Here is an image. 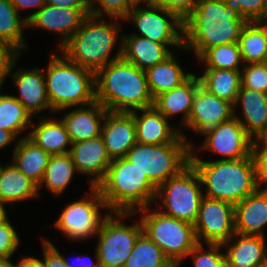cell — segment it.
<instances>
[{
	"mask_svg": "<svg viewBox=\"0 0 267 267\" xmlns=\"http://www.w3.org/2000/svg\"><path fill=\"white\" fill-rule=\"evenodd\" d=\"M70 155L76 170L94 175L90 184L96 187L105 177L111 158L108 156L102 136L71 144Z\"/></svg>",
	"mask_w": 267,
	"mask_h": 267,
	"instance_id": "ac0fdd59",
	"label": "cell"
},
{
	"mask_svg": "<svg viewBox=\"0 0 267 267\" xmlns=\"http://www.w3.org/2000/svg\"><path fill=\"white\" fill-rule=\"evenodd\" d=\"M199 0H156V4L176 14L183 22L192 14Z\"/></svg>",
	"mask_w": 267,
	"mask_h": 267,
	"instance_id": "ee69618b",
	"label": "cell"
},
{
	"mask_svg": "<svg viewBox=\"0 0 267 267\" xmlns=\"http://www.w3.org/2000/svg\"><path fill=\"white\" fill-rule=\"evenodd\" d=\"M18 10L11 0H0V42L13 45L18 50L27 46L23 29L28 27L26 18L20 19Z\"/></svg>",
	"mask_w": 267,
	"mask_h": 267,
	"instance_id": "836d02e7",
	"label": "cell"
},
{
	"mask_svg": "<svg viewBox=\"0 0 267 267\" xmlns=\"http://www.w3.org/2000/svg\"><path fill=\"white\" fill-rule=\"evenodd\" d=\"M100 18L88 15L81 27L60 49L68 60L95 73L122 57L121 44L118 53L109 60L118 32L121 30L119 24H109Z\"/></svg>",
	"mask_w": 267,
	"mask_h": 267,
	"instance_id": "8992f818",
	"label": "cell"
},
{
	"mask_svg": "<svg viewBox=\"0 0 267 267\" xmlns=\"http://www.w3.org/2000/svg\"><path fill=\"white\" fill-rule=\"evenodd\" d=\"M209 247L208 252H204L202 249V242L197 243L194 248L188 253L193 257L195 267H226L225 254L220 253V247L222 244H207Z\"/></svg>",
	"mask_w": 267,
	"mask_h": 267,
	"instance_id": "ab89813d",
	"label": "cell"
},
{
	"mask_svg": "<svg viewBox=\"0 0 267 267\" xmlns=\"http://www.w3.org/2000/svg\"><path fill=\"white\" fill-rule=\"evenodd\" d=\"M193 226L198 243L203 238L206 244L229 246L235 234L234 205L204 196Z\"/></svg>",
	"mask_w": 267,
	"mask_h": 267,
	"instance_id": "7c38bea8",
	"label": "cell"
},
{
	"mask_svg": "<svg viewBox=\"0 0 267 267\" xmlns=\"http://www.w3.org/2000/svg\"><path fill=\"white\" fill-rule=\"evenodd\" d=\"M14 139L16 136L11 131L0 129V149L10 144Z\"/></svg>",
	"mask_w": 267,
	"mask_h": 267,
	"instance_id": "816d5d0a",
	"label": "cell"
},
{
	"mask_svg": "<svg viewBox=\"0 0 267 267\" xmlns=\"http://www.w3.org/2000/svg\"><path fill=\"white\" fill-rule=\"evenodd\" d=\"M85 257L87 258V256H82V258H80V259L77 260V261H79L78 264L80 265V266L77 265V267H100L99 262H98V259H96V264H93V262H92V264L91 263L89 264L88 262H84L83 261L85 259ZM64 262L66 264V267H73V265H72L73 263H69L68 261H66L65 258H64ZM84 263L85 264L87 263V265H83Z\"/></svg>",
	"mask_w": 267,
	"mask_h": 267,
	"instance_id": "f5cc1de1",
	"label": "cell"
},
{
	"mask_svg": "<svg viewBox=\"0 0 267 267\" xmlns=\"http://www.w3.org/2000/svg\"><path fill=\"white\" fill-rule=\"evenodd\" d=\"M43 241L44 267H66L64 257L58 252L55 246L50 241Z\"/></svg>",
	"mask_w": 267,
	"mask_h": 267,
	"instance_id": "f6af8a7d",
	"label": "cell"
},
{
	"mask_svg": "<svg viewBox=\"0 0 267 267\" xmlns=\"http://www.w3.org/2000/svg\"><path fill=\"white\" fill-rule=\"evenodd\" d=\"M142 116L136 114V110L130 111L133 115L136 127L137 143L162 145L173 143L182 133L169 126L167 118L154 106L138 109Z\"/></svg>",
	"mask_w": 267,
	"mask_h": 267,
	"instance_id": "d6986e66",
	"label": "cell"
},
{
	"mask_svg": "<svg viewBox=\"0 0 267 267\" xmlns=\"http://www.w3.org/2000/svg\"><path fill=\"white\" fill-rule=\"evenodd\" d=\"M201 87L208 93L235 105L241 88V72L224 69H206L199 77Z\"/></svg>",
	"mask_w": 267,
	"mask_h": 267,
	"instance_id": "4dcf8cb0",
	"label": "cell"
},
{
	"mask_svg": "<svg viewBox=\"0 0 267 267\" xmlns=\"http://www.w3.org/2000/svg\"><path fill=\"white\" fill-rule=\"evenodd\" d=\"M4 204L0 203V225H3L8 221V218L6 216V210L3 206Z\"/></svg>",
	"mask_w": 267,
	"mask_h": 267,
	"instance_id": "db71d44e",
	"label": "cell"
},
{
	"mask_svg": "<svg viewBox=\"0 0 267 267\" xmlns=\"http://www.w3.org/2000/svg\"><path fill=\"white\" fill-rule=\"evenodd\" d=\"M75 171L77 170L70 153L51 155L43 178L38 185V191L41 185L46 183L45 187L54 195L63 193Z\"/></svg>",
	"mask_w": 267,
	"mask_h": 267,
	"instance_id": "d6a6232c",
	"label": "cell"
},
{
	"mask_svg": "<svg viewBox=\"0 0 267 267\" xmlns=\"http://www.w3.org/2000/svg\"><path fill=\"white\" fill-rule=\"evenodd\" d=\"M102 124L101 136L108 156L111 160L125 157L137 143L133 115L130 112L108 111Z\"/></svg>",
	"mask_w": 267,
	"mask_h": 267,
	"instance_id": "e0dca14e",
	"label": "cell"
},
{
	"mask_svg": "<svg viewBox=\"0 0 267 267\" xmlns=\"http://www.w3.org/2000/svg\"><path fill=\"white\" fill-rule=\"evenodd\" d=\"M61 55H50L47 76H44L51 111L54 113L71 106H88L96 101L95 72Z\"/></svg>",
	"mask_w": 267,
	"mask_h": 267,
	"instance_id": "5b68a950",
	"label": "cell"
},
{
	"mask_svg": "<svg viewBox=\"0 0 267 267\" xmlns=\"http://www.w3.org/2000/svg\"><path fill=\"white\" fill-rule=\"evenodd\" d=\"M28 138L50 155L70 153L66 146L71 145L64 122L42 118L38 125L32 123Z\"/></svg>",
	"mask_w": 267,
	"mask_h": 267,
	"instance_id": "f1b7e54d",
	"label": "cell"
},
{
	"mask_svg": "<svg viewBox=\"0 0 267 267\" xmlns=\"http://www.w3.org/2000/svg\"><path fill=\"white\" fill-rule=\"evenodd\" d=\"M11 2L18 11L30 7H38L40 10L46 4V0H11Z\"/></svg>",
	"mask_w": 267,
	"mask_h": 267,
	"instance_id": "c3c4849f",
	"label": "cell"
},
{
	"mask_svg": "<svg viewBox=\"0 0 267 267\" xmlns=\"http://www.w3.org/2000/svg\"><path fill=\"white\" fill-rule=\"evenodd\" d=\"M96 101L108 111L130 112L153 106L146 72L123 57L95 73Z\"/></svg>",
	"mask_w": 267,
	"mask_h": 267,
	"instance_id": "7a4b0ae2",
	"label": "cell"
},
{
	"mask_svg": "<svg viewBox=\"0 0 267 267\" xmlns=\"http://www.w3.org/2000/svg\"><path fill=\"white\" fill-rule=\"evenodd\" d=\"M191 146L190 164L197 171L201 184L206 185L205 197L218 199L234 206L258 189L256 163L253 154L234 160L206 162L193 156Z\"/></svg>",
	"mask_w": 267,
	"mask_h": 267,
	"instance_id": "3957f363",
	"label": "cell"
},
{
	"mask_svg": "<svg viewBox=\"0 0 267 267\" xmlns=\"http://www.w3.org/2000/svg\"><path fill=\"white\" fill-rule=\"evenodd\" d=\"M171 54L163 62L148 68L146 72L148 87L153 99L185 82L192 73L185 74Z\"/></svg>",
	"mask_w": 267,
	"mask_h": 267,
	"instance_id": "f546056e",
	"label": "cell"
},
{
	"mask_svg": "<svg viewBox=\"0 0 267 267\" xmlns=\"http://www.w3.org/2000/svg\"><path fill=\"white\" fill-rule=\"evenodd\" d=\"M203 134H206L203 147L222 154L224 157L227 156L224 160L245 158L253 152L255 139L247 133L235 116Z\"/></svg>",
	"mask_w": 267,
	"mask_h": 267,
	"instance_id": "5bb4252c",
	"label": "cell"
},
{
	"mask_svg": "<svg viewBox=\"0 0 267 267\" xmlns=\"http://www.w3.org/2000/svg\"><path fill=\"white\" fill-rule=\"evenodd\" d=\"M255 137L256 140H253V150H267V127ZM260 143H263L262 146H260Z\"/></svg>",
	"mask_w": 267,
	"mask_h": 267,
	"instance_id": "681fc988",
	"label": "cell"
},
{
	"mask_svg": "<svg viewBox=\"0 0 267 267\" xmlns=\"http://www.w3.org/2000/svg\"><path fill=\"white\" fill-rule=\"evenodd\" d=\"M267 225V190L257 189L234 206L235 233L264 236Z\"/></svg>",
	"mask_w": 267,
	"mask_h": 267,
	"instance_id": "ffe728a7",
	"label": "cell"
},
{
	"mask_svg": "<svg viewBox=\"0 0 267 267\" xmlns=\"http://www.w3.org/2000/svg\"><path fill=\"white\" fill-rule=\"evenodd\" d=\"M18 141L13 151V164L39 185L51 155L37 146L28 136Z\"/></svg>",
	"mask_w": 267,
	"mask_h": 267,
	"instance_id": "4316f807",
	"label": "cell"
},
{
	"mask_svg": "<svg viewBox=\"0 0 267 267\" xmlns=\"http://www.w3.org/2000/svg\"><path fill=\"white\" fill-rule=\"evenodd\" d=\"M122 39V57L144 71L173 54L166 48L167 45L184 48V44L157 43L135 33L128 37L123 35Z\"/></svg>",
	"mask_w": 267,
	"mask_h": 267,
	"instance_id": "44dd1931",
	"label": "cell"
},
{
	"mask_svg": "<svg viewBox=\"0 0 267 267\" xmlns=\"http://www.w3.org/2000/svg\"><path fill=\"white\" fill-rule=\"evenodd\" d=\"M0 267H14L10 262V258H0Z\"/></svg>",
	"mask_w": 267,
	"mask_h": 267,
	"instance_id": "11a10c76",
	"label": "cell"
},
{
	"mask_svg": "<svg viewBox=\"0 0 267 267\" xmlns=\"http://www.w3.org/2000/svg\"><path fill=\"white\" fill-rule=\"evenodd\" d=\"M111 212H135L151 206L157 187L146 173L123 158L113 159L104 179L96 186Z\"/></svg>",
	"mask_w": 267,
	"mask_h": 267,
	"instance_id": "277c9868",
	"label": "cell"
},
{
	"mask_svg": "<svg viewBox=\"0 0 267 267\" xmlns=\"http://www.w3.org/2000/svg\"><path fill=\"white\" fill-rule=\"evenodd\" d=\"M238 45L243 62L246 64L265 62L267 53L265 27L259 21L247 22L241 30Z\"/></svg>",
	"mask_w": 267,
	"mask_h": 267,
	"instance_id": "1f68e13d",
	"label": "cell"
},
{
	"mask_svg": "<svg viewBox=\"0 0 267 267\" xmlns=\"http://www.w3.org/2000/svg\"><path fill=\"white\" fill-rule=\"evenodd\" d=\"M19 50L13 45L5 42H0V90L4 79L12 71L16 64L17 56L19 55Z\"/></svg>",
	"mask_w": 267,
	"mask_h": 267,
	"instance_id": "7bdbcfd3",
	"label": "cell"
},
{
	"mask_svg": "<svg viewBox=\"0 0 267 267\" xmlns=\"http://www.w3.org/2000/svg\"><path fill=\"white\" fill-rule=\"evenodd\" d=\"M14 267H44V264L42 260L29 256L21 259L18 266L14 265Z\"/></svg>",
	"mask_w": 267,
	"mask_h": 267,
	"instance_id": "f907efd6",
	"label": "cell"
},
{
	"mask_svg": "<svg viewBox=\"0 0 267 267\" xmlns=\"http://www.w3.org/2000/svg\"><path fill=\"white\" fill-rule=\"evenodd\" d=\"M124 267H176L162 249L142 233Z\"/></svg>",
	"mask_w": 267,
	"mask_h": 267,
	"instance_id": "e575fe53",
	"label": "cell"
},
{
	"mask_svg": "<svg viewBox=\"0 0 267 267\" xmlns=\"http://www.w3.org/2000/svg\"><path fill=\"white\" fill-rule=\"evenodd\" d=\"M99 207L107 208L99 189L91 186L89 196L69 204L56 220L55 226L74 240L97 235L103 221Z\"/></svg>",
	"mask_w": 267,
	"mask_h": 267,
	"instance_id": "8fae6325",
	"label": "cell"
},
{
	"mask_svg": "<svg viewBox=\"0 0 267 267\" xmlns=\"http://www.w3.org/2000/svg\"><path fill=\"white\" fill-rule=\"evenodd\" d=\"M90 107V108H89ZM108 110L95 101L86 109L80 107L72 110L63 117L71 144L96 138L101 135L102 121Z\"/></svg>",
	"mask_w": 267,
	"mask_h": 267,
	"instance_id": "7402d4cb",
	"label": "cell"
},
{
	"mask_svg": "<svg viewBox=\"0 0 267 267\" xmlns=\"http://www.w3.org/2000/svg\"><path fill=\"white\" fill-rule=\"evenodd\" d=\"M224 2L247 22L264 20L267 15V0H224Z\"/></svg>",
	"mask_w": 267,
	"mask_h": 267,
	"instance_id": "74e56055",
	"label": "cell"
},
{
	"mask_svg": "<svg viewBox=\"0 0 267 267\" xmlns=\"http://www.w3.org/2000/svg\"><path fill=\"white\" fill-rule=\"evenodd\" d=\"M234 105L208 93L201 86L194 95L186 126L197 133H204L234 116Z\"/></svg>",
	"mask_w": 267,
	"mask_h": 267,
	"instance_id": "2e32d148",
	"label": "cell"
},
{
	"mask_svg": "<svg viewBox=\"0 0 267 267\" xmlns=\"http://www.w3.org/2000/svg\"><path fill=\"white\" fill-rule=\"evenodd\" d=\"M201 86L199 77L193 73L180 86L156 96L153 106L167 119L175 114L183 113L182 126L186 125L190 116L195 93Z\"/></svg>",
	"mask_w": 267,
	"mask_h": 267,
	"instance_id": "d4e9b609",
	"label": "cell"
},
{
	"mask_svg": "<svg viewBox=\"0 0 267 267\" xmlns=\"http://www.w3.org/2000/svg\"><path fill=\"white\" fill-rule=\"evenodd\" d=\"M46 4L60 8H89L88 0H46Z\"/></svg>",
	"mask_w": 267,
	"mask_h": 267,
	"instance_id": "7dc6e473",
	"label": "cell"
},
{
	"mask_svg": "<svg viewBox=\"0 0 267 267\" xmlns=\"http://www.w3.org/2000/svg\"><path fill=\"white\" fill-rule=\"evenodd\" d=\"M105 214L99 232L96 258L100 267H124L135 242L143 233L141 222L126 226L121 218L133 216L134 212H114Z\"/></svg>",
	"mask_w": 267,
	"mask_h": 267,
	"instance_id": "30bf717a",
	"label": "cell"
},
{
	"mask_svg": "<svg viewBox=\"0 0 267 267\" xmlns=\"http://www.w3.org/2000/svg\"><path fill=\"white\" fill-rule=\"evenodd\" d=\"M240 102L244 120L234 116L253 138L267 127V94L246 88H240L234 105Z\"/></svg>",
	"mask_w": 267,
	"mask_h": 267,
	"instance_id": "484cf974",
	"label": "cell"
},
{
	"mask_svg": "<svg viewBox=\"0 0 267 267\" xmlns=\"http://www.w3.org/2000/svg\"><path fill=\"white\" fill-rule=\"evenodd\" d=\"M252 154L256 163L258 189H261L259 186L262 183H267V150H253Z\"/></svg>",
	"mask_w": 267,
	"mask_h": 267,
	"instance_id": "bcb514c9",
	"label": "cell"
},
{
	"mask_svg": "<svg viewBox=\"0 0 267 267\" xmlns=\"http://www.w3.org/2000/svg\"><path fill=\"white\" fill-rule=\"evenodd\" d=\"M180 135L173 143L151 145L136 143L124 157L158 188L190 164L191 144Z\"/></svg>",
	"mask_w": 267,
	"mask_h": 267,
	"instance_id": "52a82bcc",
	"label": "cell"
},
{
	"mask_svg": "<svg viewBox=\"0 0 267 267\" xmlns=\"http://www.w3.org/2000/svg\"><path fill=\"white\" fill-rule=\"evenodd\" d=\"M149 208L150 206L134 212L142 211L140 222L143 233L178 267L183 257H187L198 243L194 226L189 222L166 215L160 210L148 213Z\"/></svg>",
	"mask_w": 267,
	"mask_h": 267,
	"instance_id": "ba28073f",
	"label": "cell"
},
{
	"mask_svg": "<svg viewBox=\"0 0 267 267\" xmlns=\"http://www.w3.org/2000/svg\"><path fill=\"white\" fill-rule=\"evenodd\" d=\"M247 23L224 0H199L192 14L184 21V48L194 49L199 58L207 49L238 43Z\"/></svg>",
	"mask_w": 267,
	"mask_h": 267,
	"instance_id": "6da1fadb",
	"label": "cell"
},
{
	"mask_svg": "<svg viewBox=\"0 0 267 267\" xmlns=\"http://www.w3.org/2000/svg\"><path fill=\"white\" fill-rule=\"evenodd\" d=\"M134 4H139L141 2H144L146 5L147 4H156V0H132Z\"/></svg>",
	"mask_w": 267,
	"mask_h": 267,
	"instance_id": "9f6ffc18",
	"label": "cell"
},
{
	"mask_svg": "<svg viewBox=\"0 0 267 267\" xmlns=\"http://www.w3.org/2000/svg\"><path fill=\"white\" fill-rule=\"evenodd\" d=\"M88 15H90L89 8H60L45 4L40 10L26 17V20L28 27L61 33L63 36L59 45L61 48L81 27Z\"/></svg>",
	"mask_w": 267,
	"mask_h": 267,
	"instance_id": "9a60e30c",
	"label": "cell"
},
{
	"mask_svg": "<svg viewBox=\"0 0 267 267\" xmlns=\"http://www.w3.org/2000/svg\"><path fill=\"white\" fill-rule=\"evenodd\" d=\"M200 177L195 168L189 164L178 175L171 177L157 188L156 200L161 196L163 207L161 211L176 219L194 224L204 194L199 186Z\"/></svg>",
	"mask_w": 267,
	"mask_h": 267,
	"instance_id": "9c48e42d",
	"label": "cell"
},
{
	"mask_svg": "<svg viewBox=\"0 0 267 267\" xmlns=\"http://www.w3.org/2000/svg\"><path fill=\"white\" fill-rule=\"evenodd\" d=\"M45 71L40 69L15 71L12 74L15 84L19 88L20 97H15L25 109L33 116L43 109H51L46 84Z\"/></svg>",
	"mask_w": 267,
	"mask_h": 267,
	"instance_id": "603a6c76",
	"label": "cell"
},
{
	"mask_svg": "<svg viewBox=\"0 0 267 267\" xmlns=\"http://www.w3.org/2000/svg\"><path fill=\"white\" fill-rule=\"evenodd\" d=\"M19 239L9 220L0 225V258H11L18 248Z\"/></svg>",
	"mask_w": 267,
	"mask_h": 267,
	"instance_id": "b9f144b4",
	"label": "cell"
},
{
	"mask_svg": "<svg viewBox=\"0 0 267 267\" xmlns=\"http://www.w3.org/2000/svg\"><path fill=\"white\" fill-rule=\"evenodd\" d=\"M259 22L265 27L266 36H267V21L264 19V20H261ZM265 63H267V53H266V57H265Z\"/></svg>",
	"mask_w": 267,
	"mask_h": 267,
	"instance_id": "6f0895ef",
	"label": "cell"
},
{
	"mask_svg": "<svg viewBox=\"0 0 267 267\" xmlns=\"http://www.w3.org/2000/svg\"><path fill=\"white\" fill-rule=\"evenodd\" d=\"M38 185L13 163L0 169V203L9 204L38 197Z\"/></svg>",
	"mask_w": 267,
	"mask_h": 267,
	"instance_id": "83f0119b",
	"label": "cell"
},
{
	"mask_svg": "<svg viewBox=\"0 0 267 267\" xmlns=\"http://www.w3.org/2000/svg\"><path fill=\"white\" fill-rule=\"evenodd\" d=\"M138 6L135 4L124 20L135 22L141 33L139 36L162 44H184V37L178 32L184 34V22L176 14L157 4H147L148 9Z\"/></svg>",
	"mask_w": 267,
	"mask_h": 267,
	"instance_id": "4fadbf2b",
	"label": "cell"
},
{
	"mask_svg": "<svg viewBox=\"0 0 267 267\" xmlns=\"http://www.w3.org/2000/svg\"><path fill=\"white\" fill-rule=\"evenodd\" d=\"M206 69H224L240 71L242 55L238 43L223 44L207 49L199 58Z\"/></svg>",
	"mask_w": 267,
	"mask_h": 267,
	"instance_id": "8d00e7d4",
	"label": "cell"
},
{
	"mask_svg": "<svg viewBox=\"0 0 267 267\" xmlns=\"http://www.w3.org/2000/svg\"><path fill=\"white\" fill-rule=\"evenodd\" d=\"M241 71V88L267 94V63L245 64Z\"/></svg>",
	"mask_w": 267,
	"mask_h": 267,
	"instance_id": "f35d334b",
	"label": "cell"
},
{
	"mask_svg": "<svg viewBox=\"0 0 267 267\" xmlns=\"http://www.w3.org/2000/svg\"><path fill=\"white\" fill-rule=\"evenodd\" d=\"M31 117L15 96L0 95V129L11 131L17 137L32 125Z\"/></svg>",
	"mask_w": 267,
	"mask_h": 267,
	"instance_id": "d590c367",
	"label": "cell"
},
{
	"mask_svg": "<svg viewBox=\"0 0 267 267\" xmlns=\"http://www.w3.org/2000/svg\"><path fill=\"white\" fill-rule=\"evenodd\" d=\"M95 2H97L101 8L110 18L123 19L134 8V2L132 0H88L90 15L103 17V12L98 8L95 9Z\"/></svg>",
	"mask_w": 267,
	"mask_h": 267,
	"instance_id": "60d3db41",
	"label": "cell"
},
{
	"mask_svg": "<svg viewBox=\"0 0 267 267\" xmlns=\"http://www.w3.org/2000/svg\"><path fill=\"white\" fill-rule=\"evenodd\" d=\"M225 254L226 267H267V247L264 236L235 233Z\"/></svg>",
	"mask_w": 267,
	"mask_h": 267,
	"instance_id": "cb8c5ba5",
	"label": "cell"
}]
</instances>
